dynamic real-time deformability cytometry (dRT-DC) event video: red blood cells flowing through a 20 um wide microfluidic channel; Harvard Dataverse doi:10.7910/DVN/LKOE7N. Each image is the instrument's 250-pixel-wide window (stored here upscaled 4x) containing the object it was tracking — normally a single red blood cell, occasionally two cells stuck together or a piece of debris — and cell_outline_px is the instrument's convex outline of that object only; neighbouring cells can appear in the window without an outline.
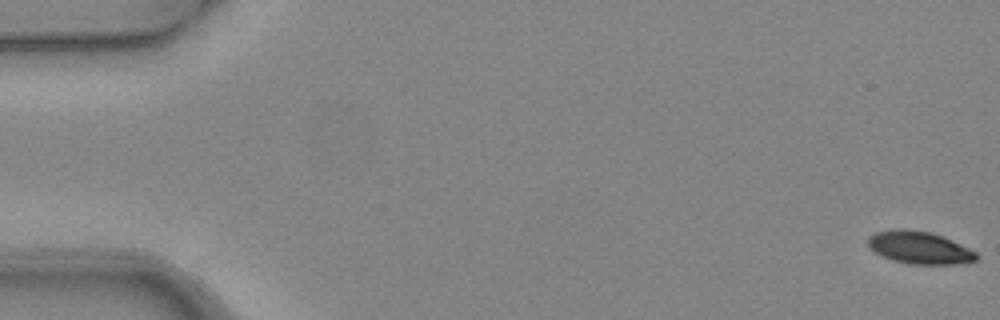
{"species": "common noctule bat (a hibernating species)", "species_latin": "Nyctalus noctula", "temperature_condition": "warm", "stored_images_in_passage": 5, "camera_frame_rate_fps": 3000, "um_per_image_px": 0.085, "animal": {"sex": "female", "body_mass_g": 24.6, "forearm_length_mm": 56.2}, "frame": {"image": 1, "passage_image": 1, "time_ms": 0.0, "image_size_px": [1000, 320], "cell_outline_px": [[980, 256], [976, 260], [956, 264], [912, 264], [892, 260], [876, 252], [868, 244], [868, 236], [876, 232], [896, 228], [904, 228], [928, 232], [940, 236], [960, 244], [976, 252]], "centroid_in_image_um": [78.15, 21.04], "position_along_channel_um": 6.9, "area_um2": 20.23}}
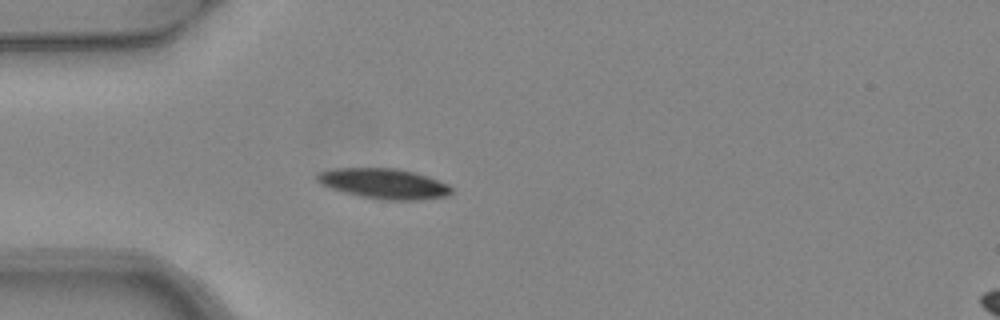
{"frame": {"image": 2, "passage_image": 5, "time_ms": 1.333, "image_size_px": [1000, 320], "cell_outline_px": [[452, 192], [448, 196], [416, 200], [388, 200], [360, 196], [344, 192], [320, 184], [316, 180], [316, 172], [336, 168], [396, 168], [428, 176], [448, 184], [452, 188]], "centroid_in_image_um": [32.62, 15.6], "position_along_channel_um": 52.4, "area_um2": 23.64}}